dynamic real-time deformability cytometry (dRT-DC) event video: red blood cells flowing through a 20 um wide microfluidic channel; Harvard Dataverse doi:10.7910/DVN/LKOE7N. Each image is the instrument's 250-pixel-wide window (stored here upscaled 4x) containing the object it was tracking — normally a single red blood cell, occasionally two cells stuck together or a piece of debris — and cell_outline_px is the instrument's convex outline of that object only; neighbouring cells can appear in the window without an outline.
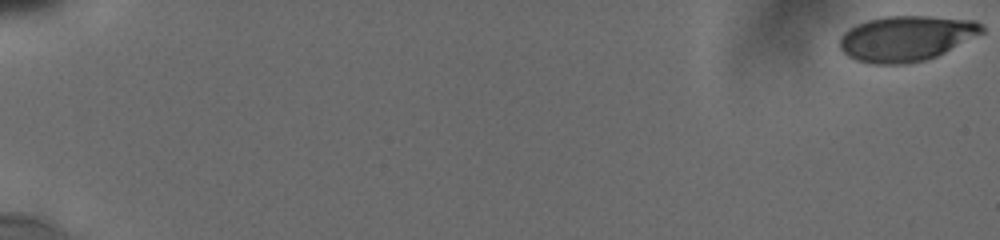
{"species": "human", "species_latin": "Homo sapiens", "temperature_condition": "cold", "stored_images_in_passage": 41, "camera_frame_rate_fps": 3000, "um_per_image_px": 0.085, "donor": {"sex": "male"}, "frame": {"image": 1, "passage_image": 1, "time_ms": 0.0, "image_size_px": [1000, 240], "cell_outline_px": [[984, 32], [936, 56], [924, 60], [904, 64], [872, 64], [856, 60], [848, 56], [840, 48], [840, 36], [848, 28], [856, 24], [868, 20], [888, 16], [928, 16], [976, 20], [984, 28]], "centroid_in_image_um": [77.0, 3.26], "position_along_channel_um": 8.0, "area_um2": 37.45}}
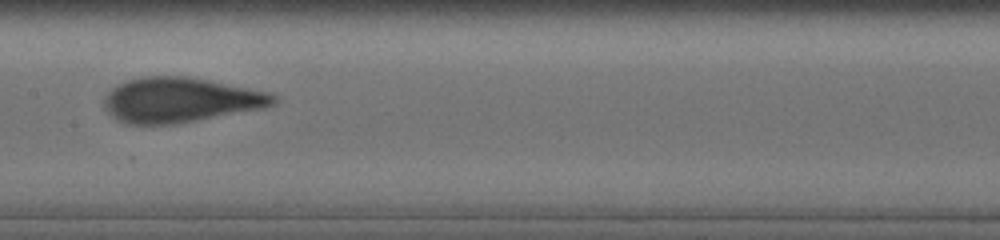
{"frame": {"image": 2, "passage_image": 19, "time_ms": 10.333, "image_size_px": [1000, 240], "cell_outline_px": [[276, 104], [264, 108], [176, 124], [128, 124], [112, 116], [104, 108], [104, 96], [116, 84], [128, 80], [144, 76], [188, 76], [268, 92], [276, 96]], "centroid_in_image_um": [15.31, 8.5], "position_along_channel_um": 192.1, "area_um2": 44.22}}
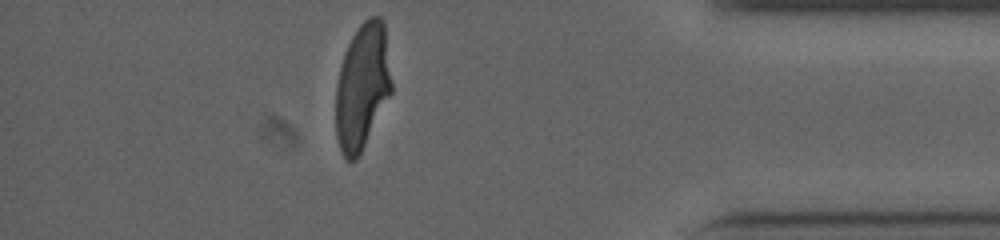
{"frame": {"image": 3, "passage_image": 36, "time_ms": 16.667, "image_size_px": [1000, 240], "cell_outline_px": [[392, 92], [356, 160], [348, 160], [344, 156], [340, 148], [336, 136], [336, 84], [344, 52], [352, 36], [360, 24], [368, 16], [380, 16], [384, 20], [392, 84]], "centroid_in_image_um": [30.8, 7.3], "position_along_channel_um": 404.4, "area_um2": 40.81}, "authors_computed_cell_mechanics": {"area_um2": 41.5004, "velocity_mm_per_s": 3.8277, "shape_relaxation_time_tau1_ms": 5.3865, "shape_relaxation_time_tau2_ms": null, "deformation_change_tau1": 0.2037, "deformation_change_tau2": null}}